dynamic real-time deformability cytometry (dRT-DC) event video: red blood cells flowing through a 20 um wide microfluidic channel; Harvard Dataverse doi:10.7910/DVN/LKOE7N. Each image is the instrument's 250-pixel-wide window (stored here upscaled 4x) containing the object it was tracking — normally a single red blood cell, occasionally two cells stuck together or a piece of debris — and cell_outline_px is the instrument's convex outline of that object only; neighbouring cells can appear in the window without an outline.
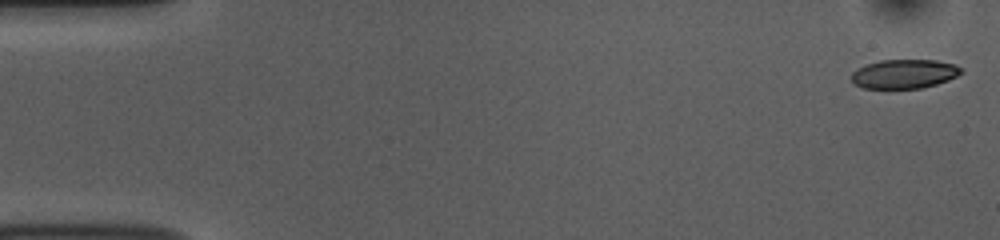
{"species": "common noctule bat (a hibernating species)", "species_latin": "Nyctalus noctula", "temperature_condition": "room temperature", "stored_images_in_passage": 53, "camera_frame_rate_fps": 3000, "um_per_image_px": 0.085, "animal": {"sex": "female", "body_mass_g": 10.0, "forearm_length_mm": 53.1}, "frame": {"image": 1, "passage_image": 1, "time_ms": 0.0, "image_size_px": [1000, 240], "cell_outline_px": [[964, 72], [948, 80], [936, 84], [920, 88], [864, 88], [852, 84], [852, 72], [856, 68], [880, 60], [936, 60], [956, 64], [964, 68]], "centroid_in_image_um": [76.88, 6.27], "position_along_channel_um": 8.1, "area_um2": 18.73}}
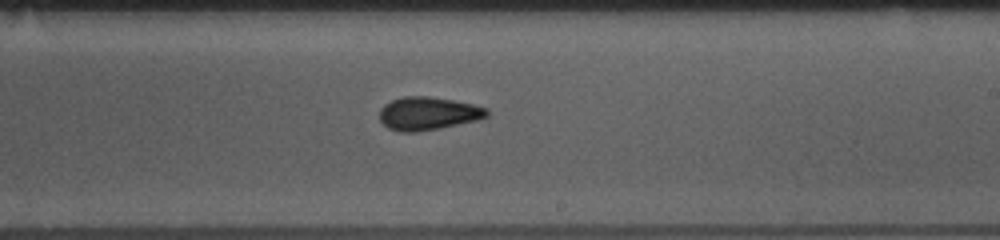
{"frame": {"image": 2, "passage_image": 31, "time_ms": 10.0, "image_size_px": [1000, 240], "cell_outline_px": [[488, 116], [476, 120], [440, 128], [416, 132], [400, 132], [388, 128], [380, 120], [380, 108], [384, 104], [392, 100], [404, 96], [428, 96], [452, 100], [472, 104], [488, 108]], "centroid_in_image_um": [36.36, 9.64], "position_along_channel_um": 252.6, "area_um2": 20.63}}
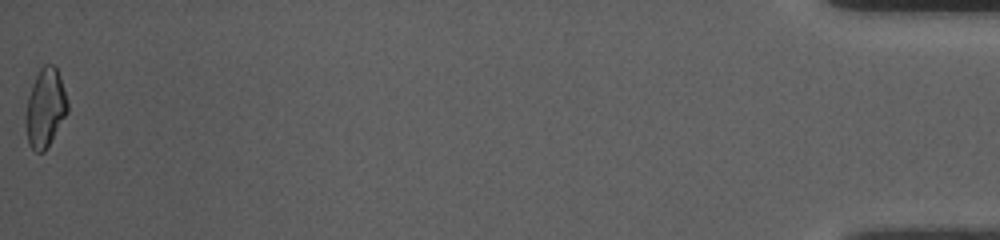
{"frame": {"image": 3, "passage_image": 53, "time_ms": 17.333, "image_size_px": [1000, 240], "cell_outline_px": [[68, 112], [44, 152], [36, 152], [28, 144], [24, 124], [24, 116], [28, 96], [32, 84], [40, 68], [44, 64], [52, 64], [56, 68], [60, 76], [68, 104]], "centroid_in_image_um": [3.82, 9.19], "position_along_channel_um": 431.4, "area_um2": 19.25}, "authors_computed_cell_mechanics": {"area_um2": 20.0566, "velocity_mm_per_s": 3.7606, "shape_relaxation_time_tau1_ms": 5.097, "shape_relaxation_time_tau2_ms": 3.4082, "deformation_change_tau1": 0.1297, "deformation_change_tau2": 0.0861}}